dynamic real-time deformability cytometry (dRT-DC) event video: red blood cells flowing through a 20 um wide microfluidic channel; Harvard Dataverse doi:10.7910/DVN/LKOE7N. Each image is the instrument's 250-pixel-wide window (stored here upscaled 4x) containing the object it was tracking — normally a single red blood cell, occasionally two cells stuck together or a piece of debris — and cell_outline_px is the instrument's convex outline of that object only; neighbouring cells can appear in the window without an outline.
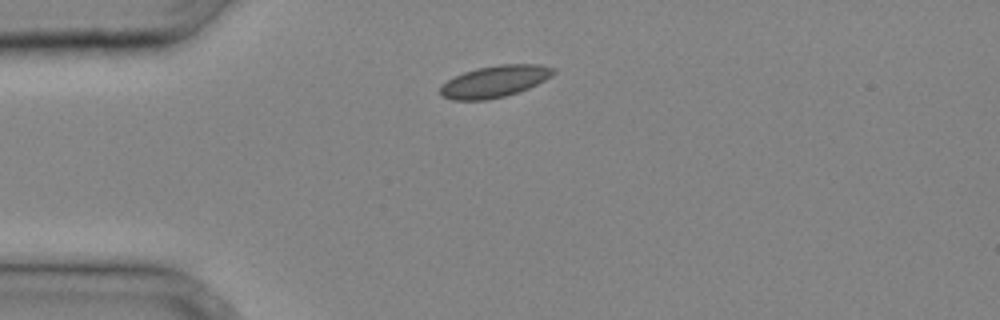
{"species": "common noctule bat (a hibernating species)", "species_latin": "Nyctalus noctula", "temperature_condition": "cold", "stored_images_in_passage": 23, "camera_frame_rate_fps": 3000, "um_per_image_px": 0.085, "animal": {"sex": "male", "body_mass_g": 20.4}, "frame": {"image": 1, "passage_image": 1, "time_ms": 0.0, "image_size_px": [1000, 320], "cell_outline_px": [[556, 72], [552, 76], [528, 88], [504, 96], [488, 100], [452, 100], [444, 96], [440, 92], [440, 88], [448, 80], [464, 72], [476, 68], [500, 64], [540, 64], [556, 68]], "centroid_in_image_um": [42.09, 6.91], "position_along_channel_um": 42.9, "area_um2": 20.75}}
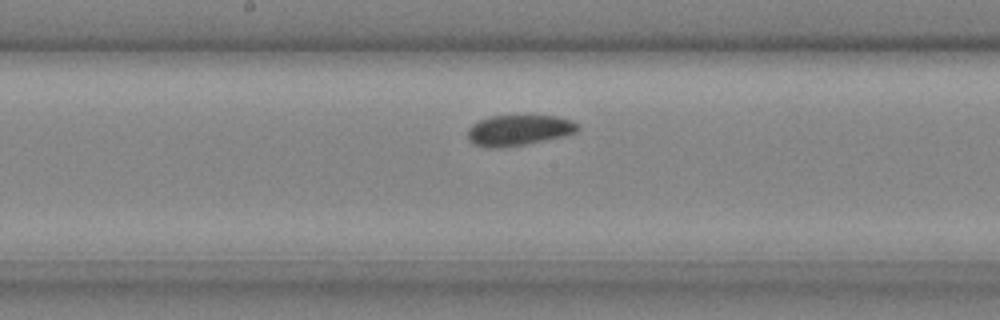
{"frame": {"image": 2, "passage_image": 11, "time_ms": 3.333, "image_size_px": [1000, 320], "cell_outline_px": [[580, 128], [576, 132], [564, 136], [504, 148], [488, 148], [476, 144], [468, 140], [468, 128], [472, 124], [480, 120], [492, 116], [556, 116], [572, 120], [580, 124]], "centroid_in_image_um": [44.11, 11.07], "position_along_channel_um": 204.1, "area_um2": 19.65}}
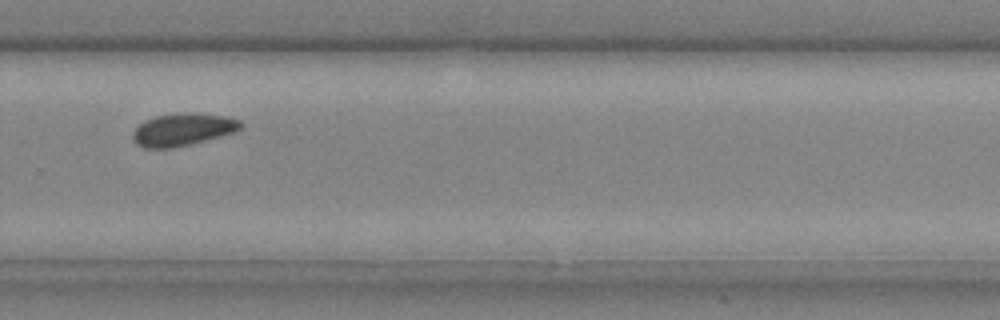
{"frame": {"image": 3, "passage_image": 17, "time_ms": 5.333, "image_size_px": [1000, 320], "cell_outline_px": [[244, 124], [236, 132], [172, 148], [144, 148], [136, 144], [132, 140], [132, 132], [144, 120], [156, 116], [184, 112], [188, 112], [228, 116], [240, 120]], "centroid_in_image_um": [15.53, 11.0], "position_along_channel_um": 314.3, "area_um2": 20.46}}